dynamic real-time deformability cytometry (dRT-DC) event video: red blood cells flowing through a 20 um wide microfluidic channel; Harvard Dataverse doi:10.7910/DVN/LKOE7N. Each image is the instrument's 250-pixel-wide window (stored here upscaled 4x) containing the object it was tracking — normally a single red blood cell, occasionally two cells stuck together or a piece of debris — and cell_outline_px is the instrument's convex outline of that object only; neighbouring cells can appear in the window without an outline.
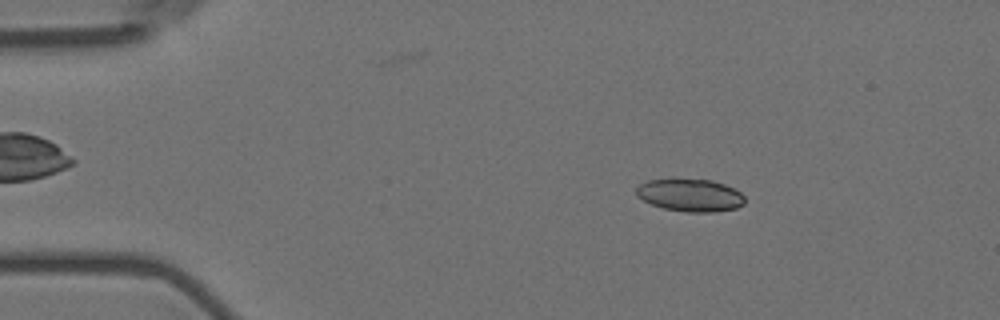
{"species": "Egyptian fruit bat (a non-hibernating species)", "species_latin": "Rousettus aegyptiacus", "temperature_condition": "room temperature", "stored_images_in_passage": 13, "camera_frame_rate_fps": 3000, "um_per_image_px": 0.085, "animal": {"sex": "female"}, "frame": {"image": 1, "passage_image": 9, "time_ms": 2.667, "image_size_px": [1000, 320], "cell_outline_px": [[744, 204], [736, 208], [716, 212], [688, 212], [664, 208], [652, 204], [636, 196], [636, 188], [640, 184], [648, 180], [672, 176], [712, 180], [724, 184], [740, 192], [744, 196]], "centroid_in_image_um": [58.63, 16.54], "position_along_channel_um": 26.4, "area_um2": 21.21}}